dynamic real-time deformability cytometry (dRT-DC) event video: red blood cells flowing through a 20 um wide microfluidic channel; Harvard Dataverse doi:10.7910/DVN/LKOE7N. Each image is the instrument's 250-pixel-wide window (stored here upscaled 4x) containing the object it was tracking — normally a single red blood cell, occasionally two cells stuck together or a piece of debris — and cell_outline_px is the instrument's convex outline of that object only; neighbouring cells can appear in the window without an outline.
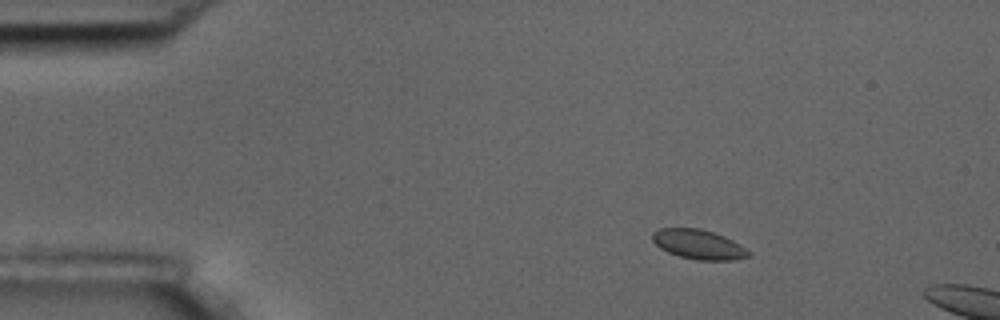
{"species": "common noctule bat (a hibernating species)", "species_latin": "Nyctalus noctula", "temperature_condition": "room temperature", "stored_images_in_passage": 10, "camera_frame_rate_fps": 3000, "um_per_image_px": 0.085, "animal": {"sex": "male", "body_mass_g": 17.5, "forearm_length_mm": 52.3}, "frame": {"image": 1, "passage_image": 1, "time_ms": 0.0, "image_size_px": [1000, 320], "cell_outline_px": [[752, 256], [732, 260], [696, 260], [680, 256], [668, 252], [660, 248], [652, 240], [652, 232], [660, 228], [700, 228], [724, 236], [732, 240], [752, 252]], "centroid_in_image_um": [59.39, 20.77], "position_along_channel_um": 25.6, "area_um2": 16.59}}
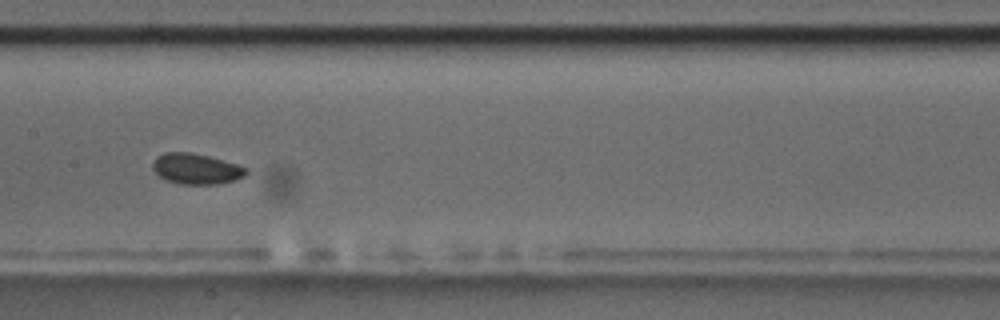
{"frame": {"image": 2, "passage_image": 7, "time_ms": 6.667, "image_size_px": [1000, 320], "cell_outline_px": [[248, 172], [244, 176], [236, 180], [216, 184], [180, 184], [168, 180], [160, 176], [152, 168], [152, 164], [156, 156], [164, 152], [188, 152], [208, 156], [236, 164], [248, 168]], "centroid_in_image_um": [16.68, 14.35], "position_along_channel_um": 190.7, "area_um2": 16.59}}
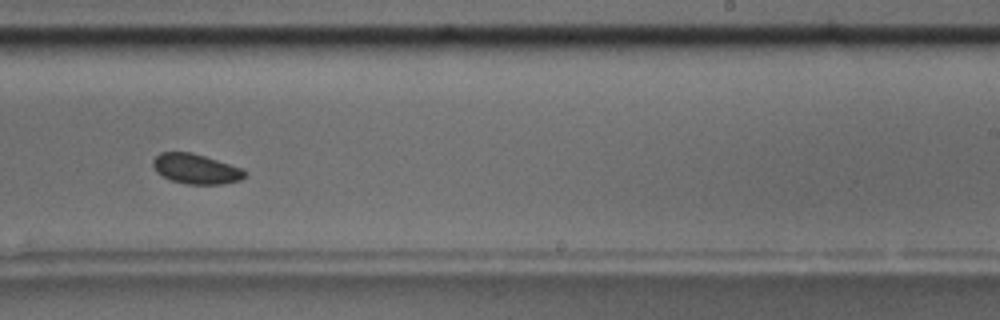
{"frame": {"image": 3, "passage_image": 9, "time_ms": 9.0, "image_size_px": [1000, 320], "cell_outline_px": [[248, 176], [240, 180], [224, 184], [188, 184], [172, 180], [156, 172], [152, 164], [152, 160], [160, 152], [192, 152], [244, 168], [248, 172]], "centroid_in_image_um": [16.71, 14.35], "position_along_channel_um": 272.3, "area_um2": 16.24}}